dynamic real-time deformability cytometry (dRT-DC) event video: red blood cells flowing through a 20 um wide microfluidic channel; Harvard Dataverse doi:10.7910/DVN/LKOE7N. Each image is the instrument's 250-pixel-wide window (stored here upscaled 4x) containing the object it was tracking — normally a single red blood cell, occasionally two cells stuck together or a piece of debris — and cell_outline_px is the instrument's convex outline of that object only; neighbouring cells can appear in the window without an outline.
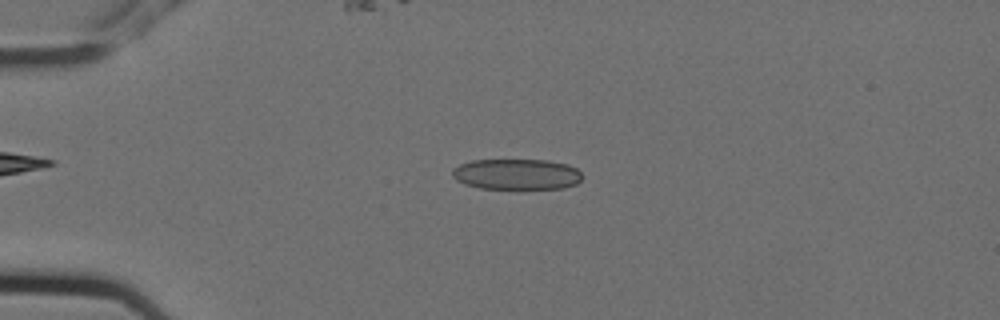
{"species": "Egyptian fruit bat (a non-hibernating species)", "species_latin": "Rousettus aegyptiacus", "temperature_condition": "cold", "stored_images_in_passage": 4, "camera_frame_rate_fps": 3000, "um_per_image_px": 0.085, "animal": {"sex": "female"}, "frame": {"image": 1, "passage_image": 3, "time_ms": 0.667, "image_size_px": [1000, 320], "cell_outline_px": [[580, 180], [576, 184], [564, 188], [520, 192], [480, 188], [464, 184], [456, 180], [452, 176], [452, 168], [460, 164], [472, 160], [548, 160], [568, 164], [576, 168], [580, 172]], "centroid_in_image_um": [43.91, 14.86], "position_along_channel_um": 41.1, "area_um2": 24.45}}